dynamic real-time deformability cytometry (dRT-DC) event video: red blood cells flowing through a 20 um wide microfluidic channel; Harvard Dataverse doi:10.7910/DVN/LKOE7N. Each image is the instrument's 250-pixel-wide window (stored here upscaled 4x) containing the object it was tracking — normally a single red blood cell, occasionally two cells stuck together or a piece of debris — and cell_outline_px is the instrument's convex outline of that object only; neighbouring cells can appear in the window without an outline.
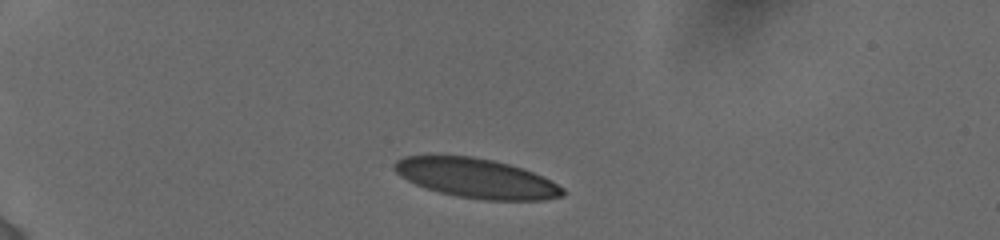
{"species": "human", "species_latin": "Homo sapiens", "temperature_condition": "cold", "stored_images_in_passage": 3, "camera_frame_rate_fps": 3000, "um_per_image_px": 0.085, "donor": {"sex": "female"}, "frame": {"image": 1, "passage_image": 1, "time_ms": 0.0, "image_size_px": [1000, 240], "cell_outline_px": [[564, 196], [544, 200], [484, 200], [456, 196], [424, 188], [400, 176], [392, 168], [392, 164], [396, 160], [404, 156], [472, 156], [492, 160], [508, 164], [532, 172], [552, 180], [564, 188]], "centroid_in_image_um": [40.49, 15.16], "position_along_channel_um": 44.5, "area_um2": 38.73}}
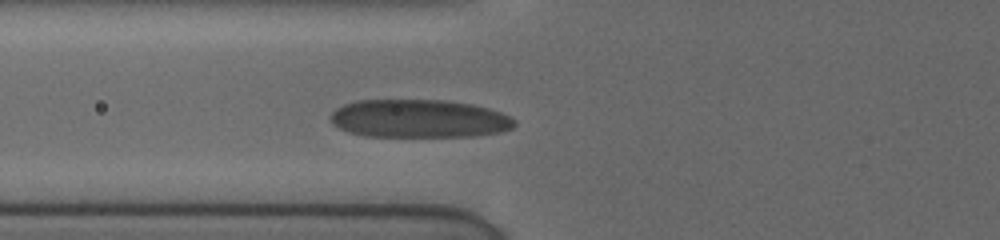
{"frame": {"image": 2, "passage_image": 3, "time_ms": 2.667, "image_size_px": [1000, 240], "cell_outline_px": [[516, 124], [512, 128], [500, 132], [476, 136], [364, 136], [348, 132], [332, 124], [332, 112], [336, 108], [344, 104], [356, 100], [444, 100], [472, 104], [488, 108], [500, 112], [516, 120]], "centroid_in_image_um": [35.62, 10.08], "position_along_channel_um": 90.2, "area_um2": 40.92}}